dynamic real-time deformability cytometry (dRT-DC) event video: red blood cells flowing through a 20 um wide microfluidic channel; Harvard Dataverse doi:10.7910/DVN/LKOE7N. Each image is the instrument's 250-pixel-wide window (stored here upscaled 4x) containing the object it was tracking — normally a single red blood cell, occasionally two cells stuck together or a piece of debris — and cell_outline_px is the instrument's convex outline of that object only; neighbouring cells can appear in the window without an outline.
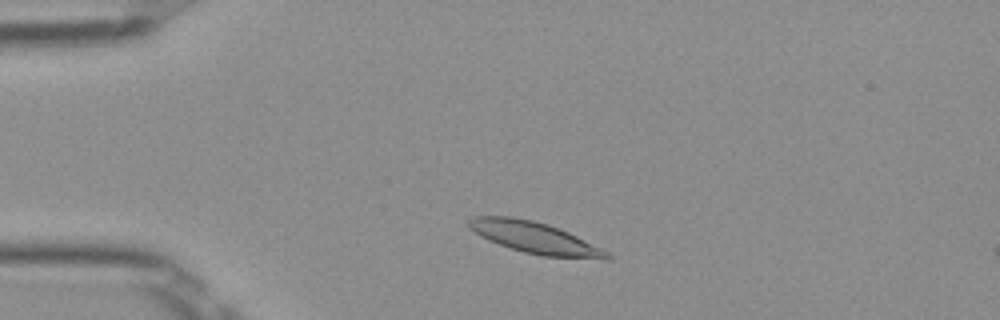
{"species": "Egyptian fruit bat (a non-hibernating species)", "species_latin": "Rousettus aegyptiacus", "temperature_condition": "room temperature", "stored_images_in_passage": 46, "camera_frame_rate_fps": 3000, "um_per_image_px": 0.085, "frame": {"image": 1, "passage_image": 6, "time_ms": 1.667, "image_size_px": [1000, 320], "cell_outline_px": [[612, 260], [604, 260], [544, 256], [524, 252], [488, 240], [480, 236], [468, 228], [468, 220], [472, 216], [512, 216], [532, 220], [548, 224], [560, 228], [608, 252], [612, 256]], "centroid_in_image_um": [45.46, 20.21], "position_along_channel_um": 39.5, "area_um2": 25.37}}
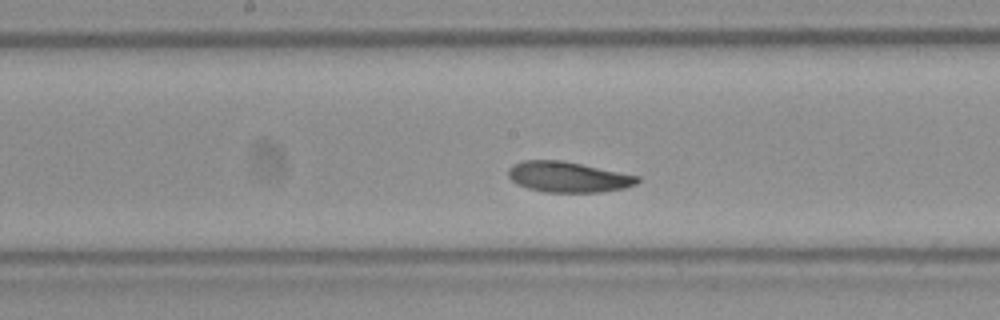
{"frame": {"image": 2, "passage_image": 21, "time_ms": 6.667, "image_size_px": [1000, 320], "cell_outline_px": [[640, 180], [636, 184], [624, 188], [600, 192], [544, 192], [528, 188], [516, 184], [508, 176], [508, 168], [512, 164], [524, 160], [564, 160], [640, 176]], "centroid_in_image_um": [48.28, 15.03], "position_along_channel_um": 199.9, "area_um2": 23.18}}
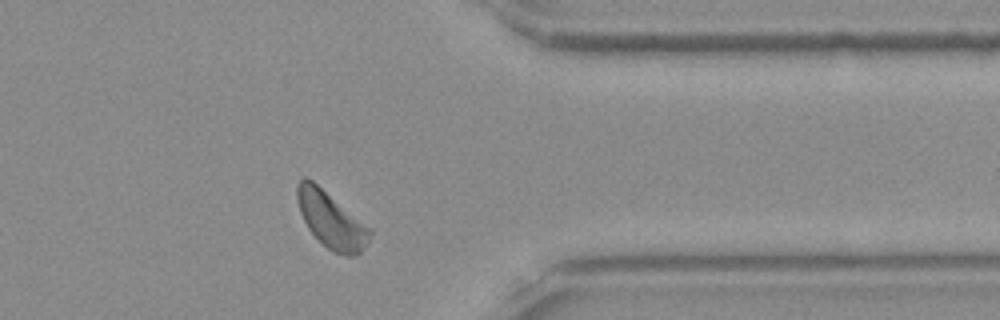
{"frame": {"image": 3, "passage_image": 36, "time_ms": 11.667, "image_size_px": [1000, 320], "cell_outline_px": [[372, 232], [368, 240], [360, 252], [352, 256], [348, 256], [332, 252], [308, 228], [300, 212], [296, 196], [296, 184], [304, 176], [312, 180], [372, 228]], "centroid_in_image_um": [28.15, 18.67], "position_along_channel_um": 383.3, "area_um2": 23.58}, "authors_computed_cell_mechanics": {"area_um2": 23.3223, "velocity_mm_per_s": 3.8833, "shape_relaxation_time_tau1_ms": 4.2432, "shape_relaxation_time_tau2_ms": 2.941, "deformation_change_tau1": 0.1205, "deformation_change_tau2": 0.0862}}